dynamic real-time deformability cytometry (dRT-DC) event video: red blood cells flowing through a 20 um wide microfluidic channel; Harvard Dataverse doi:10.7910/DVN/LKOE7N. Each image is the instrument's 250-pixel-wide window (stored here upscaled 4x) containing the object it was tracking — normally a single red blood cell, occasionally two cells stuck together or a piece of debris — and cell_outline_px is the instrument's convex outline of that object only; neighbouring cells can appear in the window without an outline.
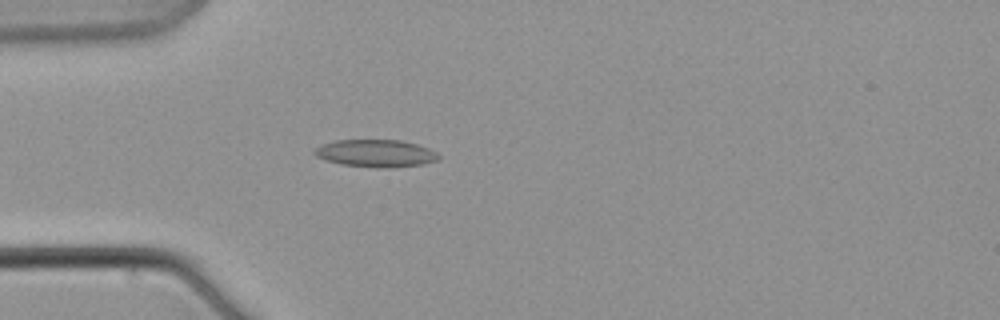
{"species": "common noctule bat (a hibernating species)", "species_latin": "Nyctalus noctula", "temperature_condition": "warm", "stored_images_in_passage": 6, "camera_frame_rate_fps": 3000, "um_per_image_px": 0.085, "animal": {"sex": "male", "body_mass_g": 21.5, "forearm_length_mm": 52.0}, "frame": {"image": 1, "passage_image": 6, "time_ms": 6.0, "image_size_px": [1000, 320], "cell_outline_px": [[440, 160], [424, 164], [388, 168], [376, 168], [340, 164], [316, 156], [312, 152], [316, 148], [324, 144], [336, 140], [400, 140], [416, 144], [428, 148], [436, 152], [440, 156]], "centroid_in_image_um": [31.98, 13.04], "position_along_channel_um": 53.0, "area_um2": 19.83}}